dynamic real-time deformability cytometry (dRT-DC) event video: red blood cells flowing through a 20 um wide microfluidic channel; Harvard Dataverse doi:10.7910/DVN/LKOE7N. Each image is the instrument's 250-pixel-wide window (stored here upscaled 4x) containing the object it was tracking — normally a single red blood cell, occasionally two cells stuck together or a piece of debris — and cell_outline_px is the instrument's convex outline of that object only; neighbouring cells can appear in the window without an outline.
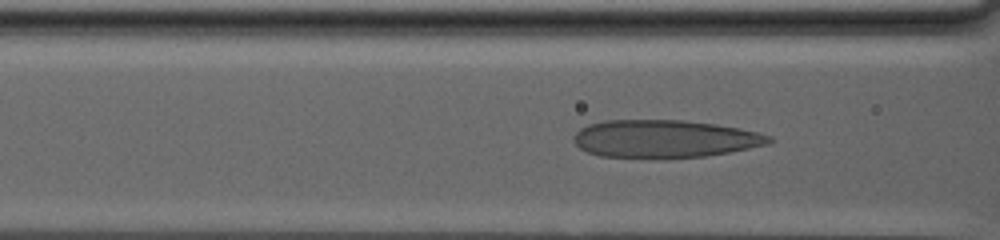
{"species": "human", "species_latin": "Homo sapiens", "temperature_condition": "warm", "stored_images_in_passage": 53, "camera_frame_rate_fps": 3000, "um_per_image_px": 0.085, "donor": {"sex": "male"}, "frame": {"image": 1, "passage_image": 14, "time_ms": 4.333, "image_size_px": [1000, 240], "cell_outline_px": [[776, 140], [768, 144], [728, 152], [704, 156], [664, 160], [600, 156], [588, 152], [580, 148], [572, 140], [572, 136], [580, 128], [588, 124], [608, 120], [680, 120], [716, 124], [756, 132], [772, 136]], "centroid_in_image_um": [56.45, 11.82], "position_along_channel_um": 110.1, "area_um2": 43.58}}
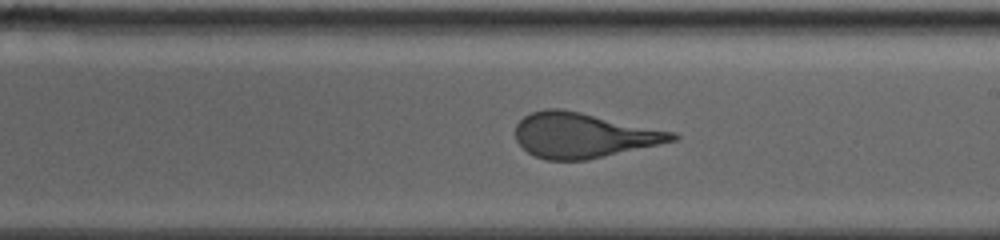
{"frame": {"image": 2, "passage_image": 30, "time_ms": 9.667, "image_size_px": [1000, 240], "cell_outline_px": [[680, 136], [676, 140], [584, 160], [544, 160], [528, 152], [516, 140], [516, 124], [524, 116], [532, 112], [544, 108], [560, 108], [580, 112], [676, 132]], "centroid_in_image_um": [49.56, 11.48], "position_along_channel_um": 239.4, "area_um2": 40.69}}
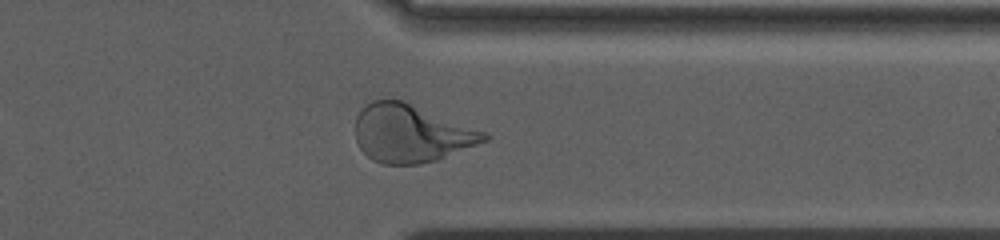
{"frame": {"image": 3, "passage_image": 47, "time_ms": 15.333, "image_size_px": [1000, 240], "cell_outline_px": [[488, 140], [436, 160], [420, 164], [380, 164], [372, 160], [360, 148], [356, 140], [356, 116], [372, 100], [404, 100], [488, 132]], "centroid_in_image_um": [34.96, 11.34], "position_along_channel_um": 376.4, "area_um2": 43.35}}